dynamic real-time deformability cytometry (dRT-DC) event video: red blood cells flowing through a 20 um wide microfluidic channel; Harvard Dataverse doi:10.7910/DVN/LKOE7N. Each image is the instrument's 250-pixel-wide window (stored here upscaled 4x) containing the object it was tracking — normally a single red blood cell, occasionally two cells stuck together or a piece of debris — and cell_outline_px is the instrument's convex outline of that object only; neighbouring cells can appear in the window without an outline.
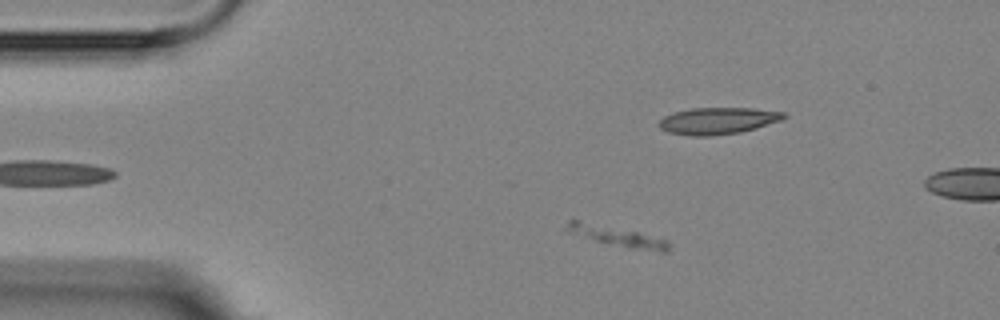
{"species": "Egyptian fruit bat (a non-hibernating species)", "species_latin": "Rousettus aegyptiacus", "temperature_condition": "room temperature", "stored_images_in_passage": 8, "camera_frame_rate_fps": 3000, "um_per_image_px": 0.085, "animal": {"sex": "female"}, "frame": {"image": 1, "passage_image": 2, "time_ms": 1.333, "image_size_px": [1000, 320], "cell_outline_px": [[668, 252], [660, 252], [628, 248], [596, 240], [568, 232], [564, 228], [568, 220], [580, 220], [636, 232], [668, 240]], "centroid_in_image_um": [52.45, 20.08], "position_along_channel_um": 32.6, "area_um2": 11.62}}